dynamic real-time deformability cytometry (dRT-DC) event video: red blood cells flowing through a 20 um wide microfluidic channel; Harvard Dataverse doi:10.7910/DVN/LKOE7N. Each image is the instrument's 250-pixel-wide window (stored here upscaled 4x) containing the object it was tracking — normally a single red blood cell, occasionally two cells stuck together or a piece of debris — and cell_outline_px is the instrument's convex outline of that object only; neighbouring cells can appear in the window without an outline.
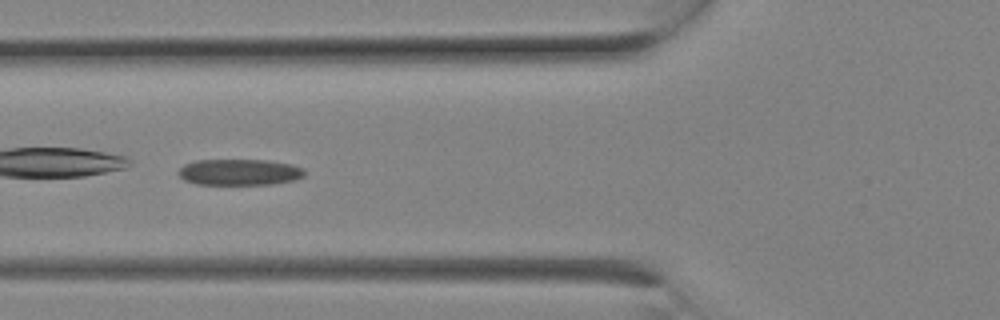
{"species": "Egyptian fruit bat (a non-hibernating species)", "species_latin": "Rousettus aegyptiacus", "temperature_condition": "room temperature", "stored_images_in_passage": 3, "camera_frame_rate_fps": 3000, "um_per_image_px": 0.085, "animal": {"sex": "female"}, "frame": {"image": 1, "passage_image": 3, "time_ms": 0.667, "image_size_px": [1000, 320], "cell_outline_px": [[304, 176], [296, 180], [272, 184], [196, 184], [184, 180], [176, 172], [184, 164], [196, 160], [268, 160], [292, 164], [304, 168]], "centroid_in_image_um": [20.36, 14.63], "position_along_channel_um": 105.4, "area_um2": 19.36}}